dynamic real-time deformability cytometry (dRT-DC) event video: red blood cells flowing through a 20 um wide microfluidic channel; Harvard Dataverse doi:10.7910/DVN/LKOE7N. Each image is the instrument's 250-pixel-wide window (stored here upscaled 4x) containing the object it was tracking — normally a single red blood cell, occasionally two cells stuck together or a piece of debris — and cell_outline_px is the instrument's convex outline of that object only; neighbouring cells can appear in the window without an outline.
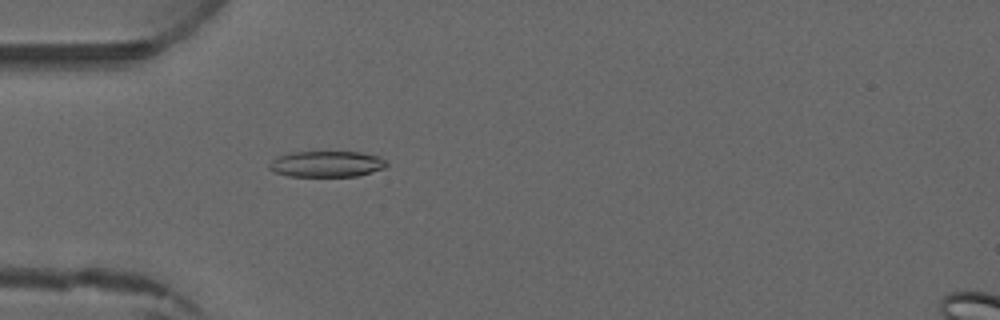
{"species": "common noctule bat (a hibernating species)", "species_latin": "Nyctalus noctula", "temperature_condition": "warm", "stored_images_in_passage": 1, "camera_frame_rate_fps": 3000, "um_per_image_px": 0.085, "animal": {"sex": "male", "forearm_length_mm": 52.5}, "frame": {"image": 1, "passage_image": 1, "time_ms": 0.0, "image_size_px": [1000, 320], "cell_outline_px": [[388, 164], [384, 168], [372, 172], [356, 176], [288, 176], [276, 172], [268, 168], [268, 164], [272, 160], [280, 156], [292, 152], [360, 152], [380, 156]], "centroid_in_image_um": [27.78, 13.94], "position_along_channel_um": 57.2, "area_um2": 17.69}}